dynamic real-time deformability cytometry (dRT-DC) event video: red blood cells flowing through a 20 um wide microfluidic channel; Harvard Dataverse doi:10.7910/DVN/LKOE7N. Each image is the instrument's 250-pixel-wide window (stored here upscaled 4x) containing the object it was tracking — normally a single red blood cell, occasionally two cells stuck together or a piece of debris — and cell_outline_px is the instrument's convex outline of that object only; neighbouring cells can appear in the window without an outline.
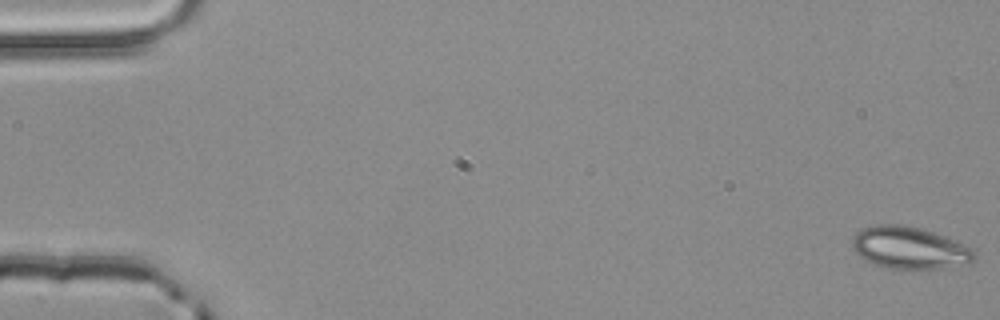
{"species": "common noctule bat (a hibernating species)", "species_latin": "Nyctalus noctula", "temperature_condition": "room temperature", "stored_images_in_passage": 4, "camera_frame_rate_fps": 3000, "um_per_image_px": 0.085, "animal": {"sex": "male", "body_mass_g": 20.4}, "frame": {"image": 1, "passage_image": 1, "time_ms": 0.0, "image_size_px": [1000, 320], "cell_outline_px": [[976, 256], [968, 264], [944, 268], [888, 268], [876, 264], [860, 256], [852, 248], [852, 236], [860, 228], [876, 224], [900, 224], [920, 228], [932, 232], [964, 244], [972, 248], [976, 252]], "centroid_in_image_um": [77.29, 21.05], "position_along_channel_um": 7.7, "area_um2": 29.82}}